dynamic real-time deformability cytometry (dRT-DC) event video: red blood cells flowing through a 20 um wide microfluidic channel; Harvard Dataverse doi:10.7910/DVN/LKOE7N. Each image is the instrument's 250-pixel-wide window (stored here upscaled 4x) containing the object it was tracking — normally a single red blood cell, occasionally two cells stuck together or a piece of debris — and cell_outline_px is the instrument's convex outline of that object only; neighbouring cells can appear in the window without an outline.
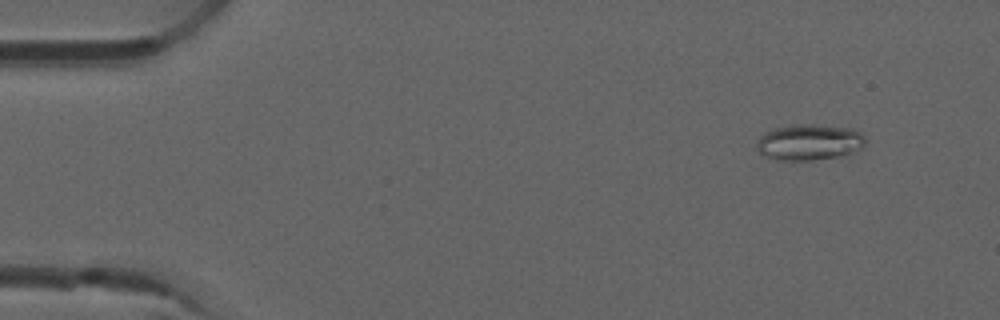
{"species": "common noctule bat (a hibernating species)", "species_latin": "Nyctalus noctula", "temperature_condition": "room temperature", "stored_images_in_passage": 52, "camera_frame_rate_fps": 3000, "um_per_image_px": 0.085, "animal": {"sex": "male", "forearm_length_mm": 52.5}, "frame": {"image": 1, "passage_image": 5, "time_ms": 1.333, "image_size_px": [1000, 320], "cell_outline_px": [[864, 144], [860, 148], [836, 156], [812, 160], [784, 160], [764, 156], [756, 148], [756, 144], [760, 136], [776, 128], [792, 124], [812, 124], [852, 128], [860, 132], [864, 136]], "centroid_in_image_um": [68.76, 12.07], "position_along_channel_um": 16.2, "area_um2": 22.37}}
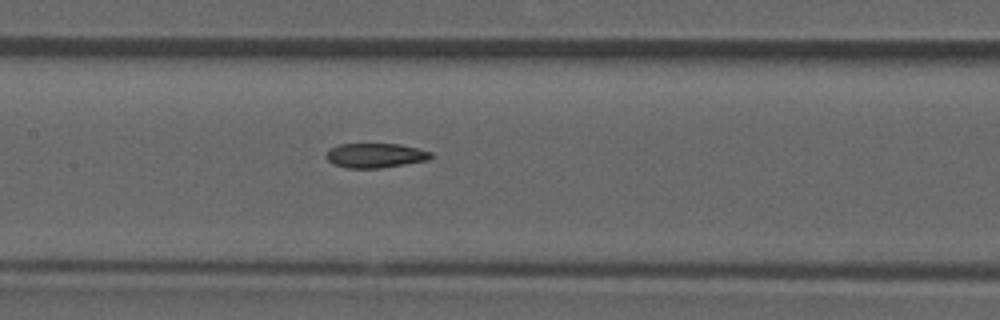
{"frame": {"image": 2, "passage_image": 25, "time_ms": 8.0, "image_size_px": [1000, 320], "cell_outline_px": [[432, 156], [428, 160], [380, 168], [344, 168], [332, 164], [324, 156], [328, 148], [340, 144], [400, 144], [432, 152]], "centroid_in_image_um": [31.84, 13.21], "position_along_channel_um": 175.6, "area_um2": 15.09}}
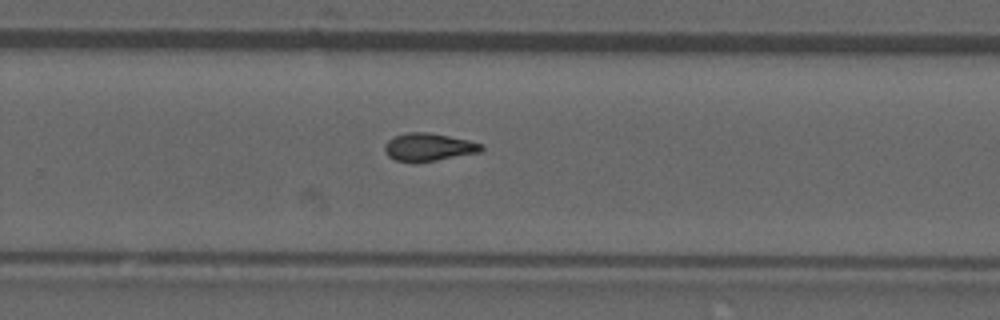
{"frame": {"image": 3, "passage_image": 34, "time_ms": 11.0, "image_size_px": [1000, 320], "cell_outline_px": [[484, 148], [480, 152], [436, 160], [396, 160], [388, 156], [384, 148], [384, 144], [388, 140], [396, 136], [408, 132], [428, 132], [468, 140], [484, 144]], "centroid_in_image_um": [36.46, 12.47], "position_along_channel_um": 293.3, "area_um2": 15.2}, "authors_computed_cell_mechanics": {"area_um2": 15.6349, "velocity_mm_per_s": 3.9452, "shape_relaxation_time_tau1_ms": null, "shape_relaxation_time_tau2_ms": 2.7274, "deformation_change_tau1": null, "deformation_change_tau2": 0.0962}}